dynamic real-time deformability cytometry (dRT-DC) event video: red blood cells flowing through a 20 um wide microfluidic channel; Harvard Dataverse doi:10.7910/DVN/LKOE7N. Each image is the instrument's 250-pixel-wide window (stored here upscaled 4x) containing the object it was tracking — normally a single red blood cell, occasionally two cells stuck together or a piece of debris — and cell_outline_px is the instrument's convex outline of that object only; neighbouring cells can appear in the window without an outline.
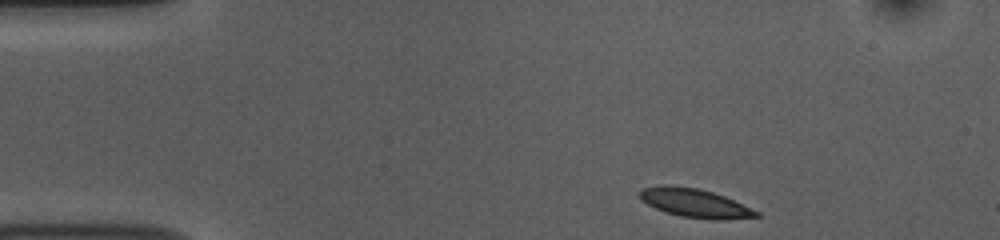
{"species": "common noctule bat (a hibernating species)", "species_latin": "Nyctalus noctula", "temperature_condition": "room temperature", "stored_images_in_passage": 46, "camera_frame_rate_fps": 3000, "um_per_image_px": 0.085, "animal": {"sex": "female", "body_mass_g": 10.0, "forearm_length_mm": 53.1}, "frame": {"image": 1, "passage_image": 1, "time_ms": 0.0, "image_size_px": [1000, 240], "cell_outline_px": [[760, 216], [724, 220], [712, 220], [680, 216], [664, 212], [648, 204], [640, 196], [640, 192], [644, 188], [664, 184], [668, 184], [696, 188], [712, 192], [724, 196], [760, 212]], "centroid_in_image_um": [59.09, 17.27], "position_along_channel_um": 25.9, "area_um2": 19.36}}
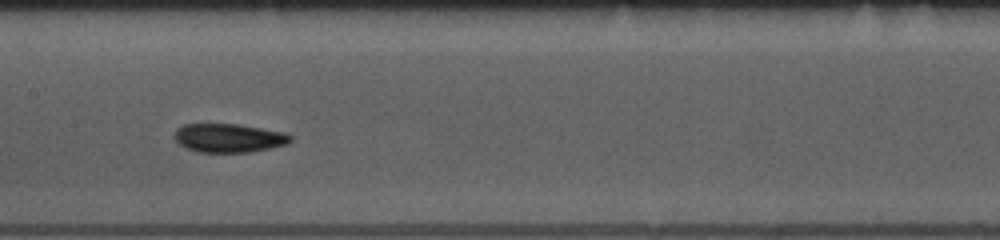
{"frame": {"image": 2, "passage_image": 19, "time_ms": 6.0, "image_size_px": [1000, 240], "cell_outline_px": [[292, 140], [288, 144], [248, 152], [196, 152], [184, 148], [176, 140], [176, 132], [184, 124], [236, 124], [288, 132], [292, 136]], "centroid_in_image_um": [19.5, 11.73], "position_along_channel_um": 187.9, "area_um2": 19.36}}
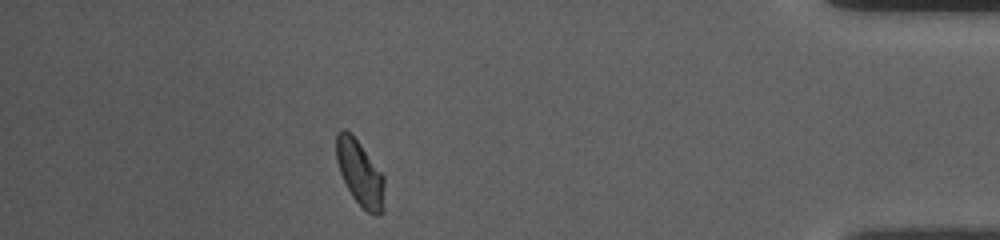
{"frame": {"image": 3, "passage_image": 40, "time_ms": 13.0, "image_size_px": [1000, 240], "cell_outline_px": [[384, 212], [380, 216], [376, 216], [368, 212], [352, 196], [340, 172], [336, 160], [336, 132], [340, 128], [344, 128], [360, 144], [384, 176]], "centroid_in_image_um": [30.61, 14.73], "position_along_channel_um": 404.6, "area_um2": 18.21}, "authors_computed_cell_mechanics": {"area_um2": 19.1896, "velocity_mm_per_s": 3.7591, "shape_relaxation_time_tau1_ms": 3.1026, "shape_relaxation_time_tau2_ms": 1.5475, "deformation_change_tau1": 0.1174, "deformation_change_tau2": 0.0591}}